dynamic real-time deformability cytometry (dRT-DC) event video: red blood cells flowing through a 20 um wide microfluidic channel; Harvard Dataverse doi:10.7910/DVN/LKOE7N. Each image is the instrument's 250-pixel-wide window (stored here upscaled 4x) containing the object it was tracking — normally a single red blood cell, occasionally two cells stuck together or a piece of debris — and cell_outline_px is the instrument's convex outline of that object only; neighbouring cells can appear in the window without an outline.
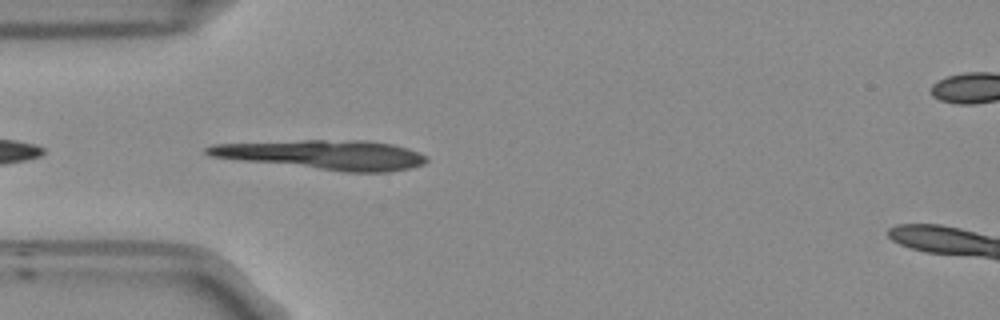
{"species": "Egyptian fruit bat (a non-hibernating species)", "species_latin": "Rousettus aegyptiacus", "temperature_condition": "room temperature", "stored_images_in_passage": 40, "camera_frame_rate_fps": 3000, "um_per_image_px": 0.085, "frame": {"image": 1, "passage_image": 2, "time_ms": 0.333, "image_size_px": [1000, 320], "cell_outline_px": [[428, 160], [424, 164], [408, 168], [388, 172], [344, 172], [240, 160], [212, 156], [204, 152], [204, 148], [212, 144], [304, 140], [364, 140], [392, 144], [408, 148], [424, 156]], "centroid_in_image_um": [27.5, 13.15], "position_along_channel_um": 57.5, "area_um2": 37.45}}
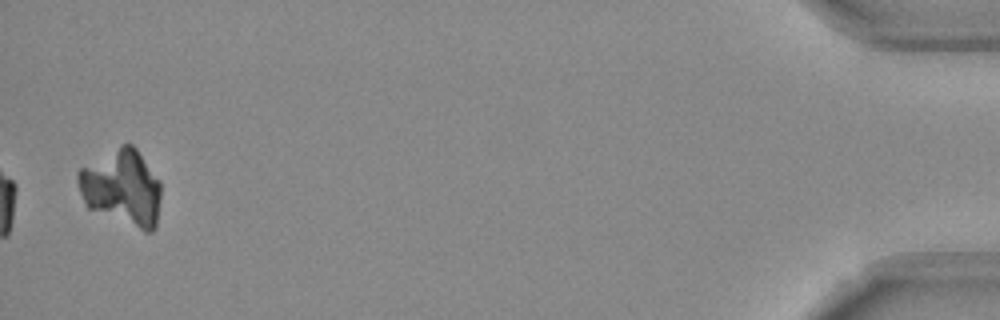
{"frame": {"image": 2, "passage_image": 39, "time_ms": 12.667, "image_size_px": [1000, 320], "cell_outline_px": [[160, 196], [156, 228], [152, 232], [144, 232], [88, 208], [84, 204], [76, 180], [76, 172], [80, 168], [120, 144], [132, 144], [136, 148], [160, 180]], "centroid_in_image_um": [10.35, 15.95], "position_along_channel_um": 424.8, "area_um2": 37.11}}